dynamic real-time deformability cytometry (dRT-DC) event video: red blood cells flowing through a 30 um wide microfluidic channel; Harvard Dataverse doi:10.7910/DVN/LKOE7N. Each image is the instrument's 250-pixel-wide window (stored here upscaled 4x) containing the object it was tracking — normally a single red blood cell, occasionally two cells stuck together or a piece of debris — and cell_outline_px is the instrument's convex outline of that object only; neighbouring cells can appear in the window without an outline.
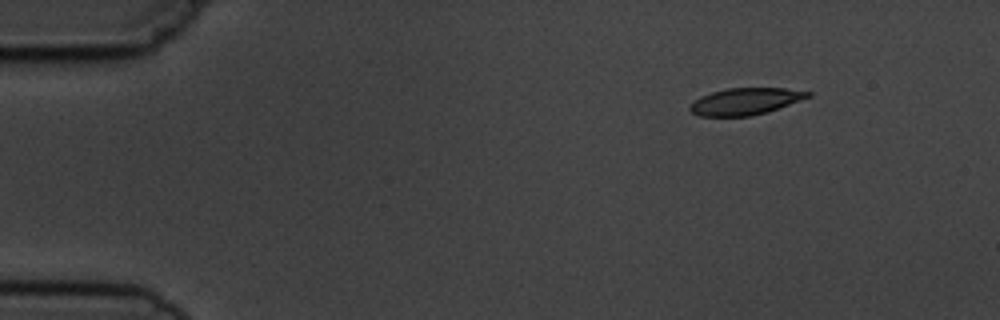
{"species": "common noctule bat (a hibernating species)", "species_latin": "Nyctalus noctula", "temperature_condition": "cold", "stored_images_in_passage": 7, "camera_frame_rate_fps": 3000, "um_per_image_px": 0.085, "animal": {"sex": "male", "body_mass_g": 19.5, "forearm_length_mm": 54.6}, "frame": {"image": 1, "passage_image": 1, "time_ms": 0.0, "image_size_px": [1000, 320], "cell_outline_px": [[812, 96], [768, 112], [752, 116], [700, 116], [692, 112], [688, 108], [700, 96], [712, 92], [728, 88], [784, 88], [812, 92]], "centroid_in_image_um": [63.39, 8.62], "position_along_channel_um": 21.6, "area_um2": 18.38}}
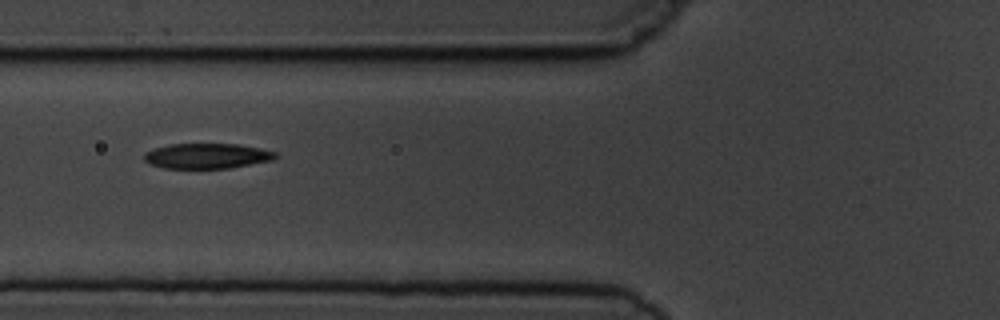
{"frame": {"image": 2, "passage_image": 5, "time_ms": 4.667, "image_size_px": [1000, 320], "cell_outline_px": [[276, 156], [272, 160], [228, 168], [164, 168], [148, 164], [144, 160], [144, 152], [168, 144], [236, 144], [260, 148], [276, 152]], "centroid_in_image_um": [17.54, 13.25], "position_along_channel_um": 108.3, "area_um2": 19.19}}
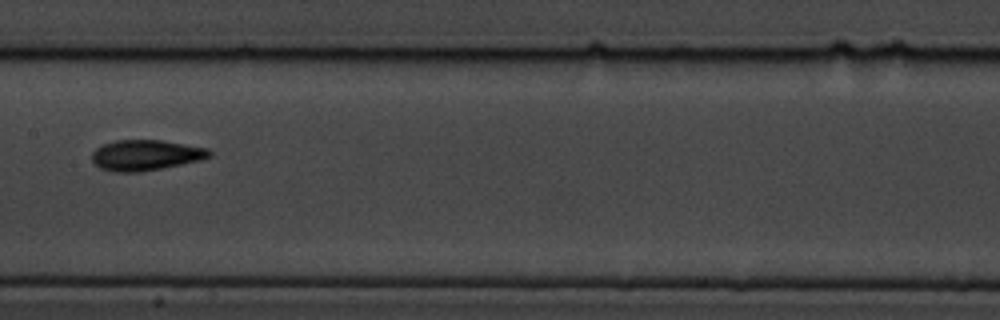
{"frame": {"image": 3, "passage_image": 7, "time_ms": 7.0, "image_size_px": [1000, 320], "cell_outline_px": [[212, 156], [200, 160], [140, 172], [112, 172], [100, 168], [92, 160], [92, 152], [96, 148], [104, 144], [116, 140], [160, 140], [208, 148], [212, 152]], "centroid_in_image_um": [12.37, 13.19], "position_along_channel_um": 195.0, "area_um2": 20.81}}